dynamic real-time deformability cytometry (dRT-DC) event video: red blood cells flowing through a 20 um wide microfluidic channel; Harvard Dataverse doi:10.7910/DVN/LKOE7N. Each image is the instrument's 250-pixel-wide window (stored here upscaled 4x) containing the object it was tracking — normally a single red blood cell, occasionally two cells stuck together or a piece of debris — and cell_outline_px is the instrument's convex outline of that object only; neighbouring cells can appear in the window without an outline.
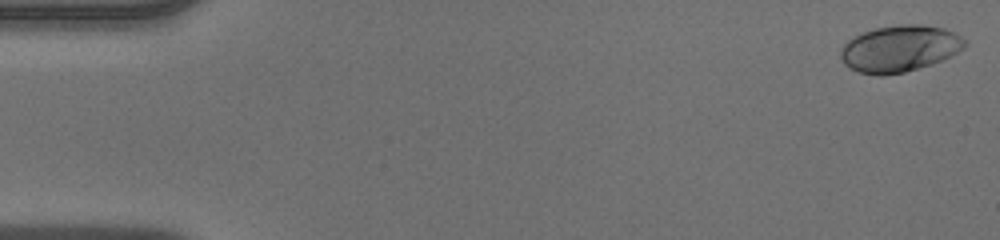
{"species": "human", "species_latin": "Homo sapiens", "temperature_condition": "warm", "stored_images_in_passage": 48, "camera_frame_rate_fps": 3000, "um_per_image_px": 0.085, "donor": {"sex": "male"}, "frame": {"image": 1, "passage_image": 1, "time_ms": 0.0, "image_size_px": [1000, 240], "cell_outline_px": [[968, 44], [964, 48], [932, 64], [904, 72], [884, 76], [880, 76], [860, 72], [844, 64], [840, 56], [840, 48], [848, 40], [860, 32], [876, 28], [900, 24], [920, 24], [944, 28], [956, 32], [968, 40]], "centroid_in_image_um": [76.48, 4.11], "position_along_channel_um": 8.5, "area_um2": 33.87}}
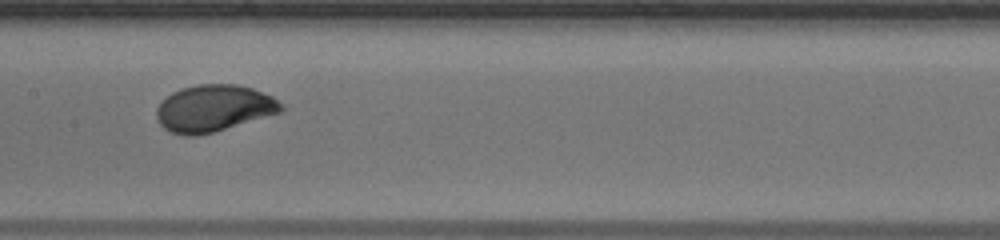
{"frame": {"image": 2, "passage_image": 24, "time_ms": 7.667, "image_size_px": [1000, 240], "cell_outline_px": [[284, 108], [280, 112], [212, 132], [196, 136], [184, 136], [172, 132], [164, 128], [160, 124], [156, 116], [156, 108], [172, 92], [180, 88], [200, 84], [236, 84], [252, 88], [272, 96], [284, 104]], "centroid_in_image_um": [18.16, 9.19], "position_along_channel_um": 189.2, "area_um2": 33.7}}
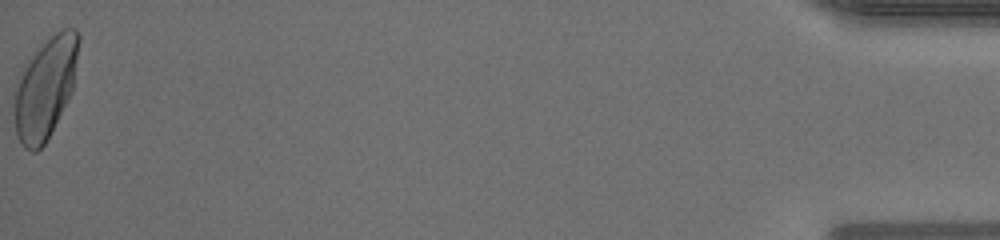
{"frame": {"image": 3, "passage_image": 48, "time_ms": 15.667, "image_size_px": [1000, 240], "cell_outline_px": [[80, 40], [72, 92], [44, 144], [36, 152], [32, 152], [24, 148], [16, 136], [12, 112], [12, 96], [20, 68], [56, 32], [64, 28], [76, 28], [80, 36]], "centroid_in_image_um": [3.8, 7.5], "position_along_channel_um": 431.4, "area_um2": 38.26}}